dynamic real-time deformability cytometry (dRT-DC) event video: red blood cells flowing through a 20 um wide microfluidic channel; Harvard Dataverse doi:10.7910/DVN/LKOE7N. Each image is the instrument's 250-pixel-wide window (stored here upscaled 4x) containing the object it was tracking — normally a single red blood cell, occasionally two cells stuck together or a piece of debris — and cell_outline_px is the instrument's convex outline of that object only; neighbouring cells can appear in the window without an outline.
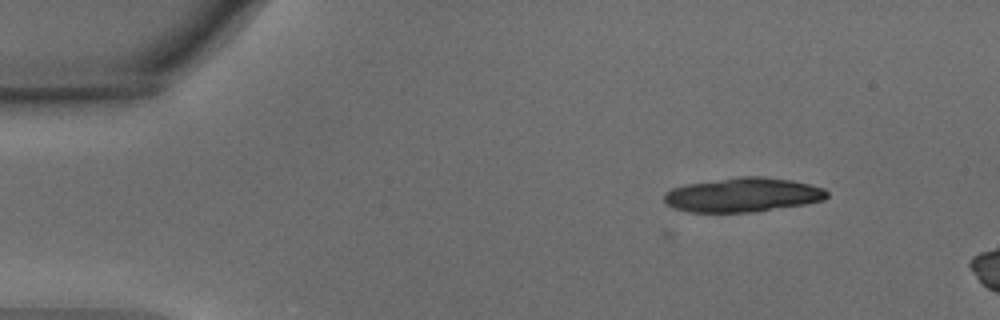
{"species": "common noctule bat (a hibernating species)", "species_latin": "Nyctalus noctula", "temperature_condition": "warm", "stored_images_in_passage": 5, "camera_frame_rate_fps": 3000, "um_per_image_px": 0.085, "animal": {"sex": "male", "body_mass_g": 15.6}, "frame": {"image": 1, "passage_image": 5, "time_ms": 1.333, "image_size_px": [1000, 320], "cell_outline_px": [[828, 196], [824, 200], [804, 204], [756, 212], [688, 212], [676, 208], [668, 204], [664, 200], [664, 192], [672, 188], [684, 184], [740, 176], [764, 176], [792, 180], [824, 188], [828, 192]], "centroid_in_image_um": [63.14, 16.56], "position_along_channel_um": 21.9, "area_um2": 32.66}}